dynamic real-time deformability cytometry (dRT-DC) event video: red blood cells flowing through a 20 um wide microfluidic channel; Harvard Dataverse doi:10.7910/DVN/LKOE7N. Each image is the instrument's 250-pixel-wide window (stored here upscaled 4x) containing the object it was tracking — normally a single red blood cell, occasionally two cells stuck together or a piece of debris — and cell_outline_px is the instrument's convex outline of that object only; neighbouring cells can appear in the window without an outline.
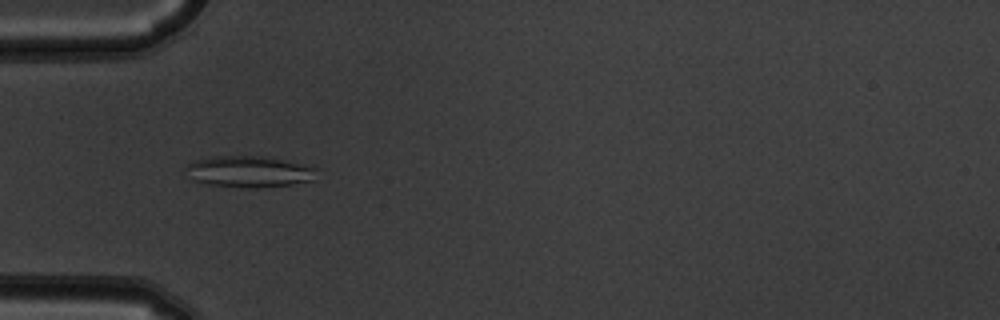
{"species": "common noctule bat (a hibernating species)", "species_latin": "Nyctalus noctula", "temperature_condition": "warm", "stored_images_in_passage": 5, "camera_frame_rate_fps": 3000, "um_per_image_px": 0.085, "animal": {"sex": "male", "body_mass_g": 19.5, "forearm_length_mm": 54.6}, "frame": {"image": 1, "passage_image": 4, "time_ms": 1.0, "image_size_px": [1000, 320], "cell_outline_px": [[316, 180], [292, 184], [256, 188], [240, 188], [208, 184], [192, 180], [184, 168], [188, 164], [196, 160], [212, 156], [264, 156], [284, 160], [316, 168]], "centroid_in_image_um": [21.15, 14.6], "position_along_channel_um": 63.8, "area_um2": 23.99}}
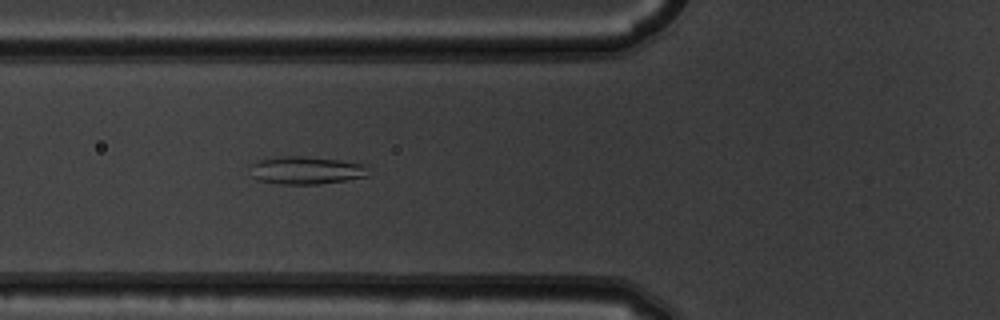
{"frame": {"image": 2, "passage_image": 5, "time_ms": 1.333, "image_size_px": [1000, 320], "cell_outline_px": [[368, 176], [348, 180], [320, 184], [280, 184], [260, 180], [252, 176], [248, 164], [260, 160], [284, 156], [304, 156], [340, 160], [364, 164]], "centroid_in_image_um": [25.99, 14.48], "position_along_channel_um": 99.8, "area_um2": 19.13}}